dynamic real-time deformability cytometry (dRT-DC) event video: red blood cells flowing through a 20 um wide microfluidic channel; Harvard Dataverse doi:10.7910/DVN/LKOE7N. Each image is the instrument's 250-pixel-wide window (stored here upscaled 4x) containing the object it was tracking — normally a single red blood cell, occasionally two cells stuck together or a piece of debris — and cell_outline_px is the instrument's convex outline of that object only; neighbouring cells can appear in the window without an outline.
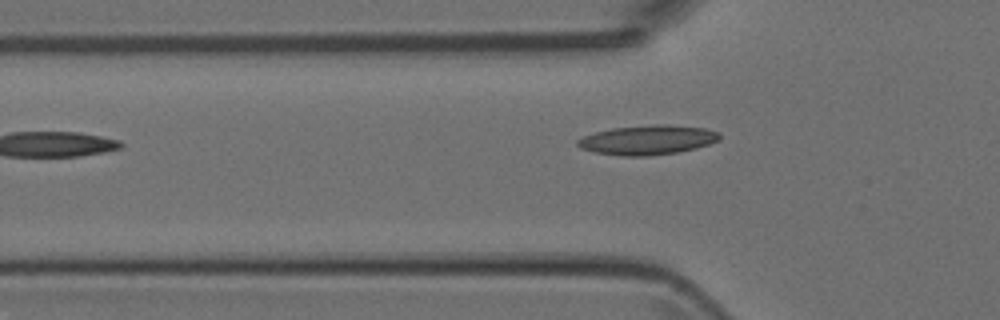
{"species": "Egyptian fruit bat (a non-hibernating species)", "species_latin": "Rousettus aegyptiacus", "temperature_condition": "room temperature", "stored_images_in_passage": 3, "camera_frame_rate_fps": 3000, "um_per_image_px": 0.085, "animal": {"sex": "female"}, "frame": {"image": 1, "passage_image": 2, "time_ms": 1.333, "image_size_px": [1000, 320], "cell_outline_px": [[720, 140], [696, 148], [676, 152], [648, 156], [624, 156], [592, 152], [580, 148], [576, 144], [576, 140], [584, 136], [596, 132], [612, 128], [656, 124], [668, 124], [704, 128], [720, 132]], "centroid_in_image_um": [55.04, 11.89], "position_along_channel_um": 70.8, "area_um2": 24.45}}
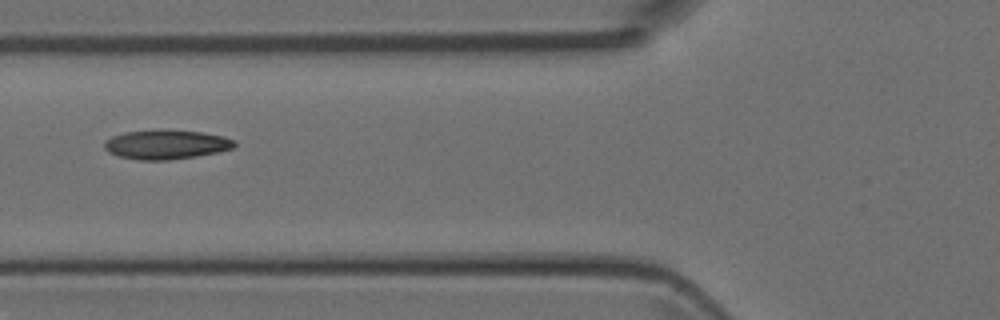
{"frame": {"image": 2, "passage_image": 3, "time_ms": 2.333, "image_size_px": [1000, 320], "cell_outline_px": [[236, 144], [232, 148], [216, 152], [196, 156], [168, 160], [140, 160], [120, 156], [108, 152], [104, 148], [104, 140], [112, 136], [124, 132], [160, 128], [200, 132], [224, 136], [236, 140]], "centroid_in_image_um": [14.1, 12.26], "position_along_channel_um": 111.7, "area_um2": 22.48}}